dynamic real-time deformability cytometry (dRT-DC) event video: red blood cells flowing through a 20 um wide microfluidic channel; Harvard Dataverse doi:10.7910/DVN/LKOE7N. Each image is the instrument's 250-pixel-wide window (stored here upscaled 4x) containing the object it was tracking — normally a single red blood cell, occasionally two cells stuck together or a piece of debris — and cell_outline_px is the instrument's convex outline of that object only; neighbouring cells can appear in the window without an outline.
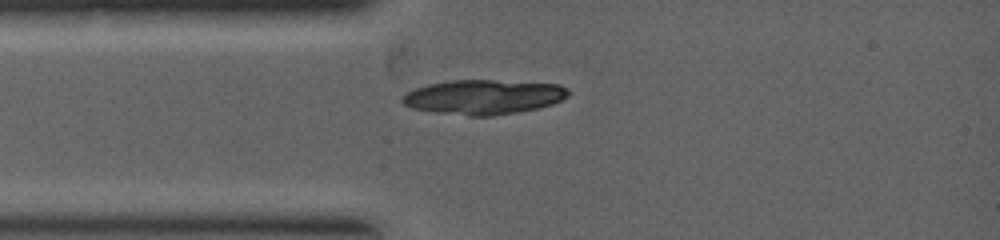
{"species": "common noctule bat (a hibernating species)", "species_latin": "Nyctalus noctula", "temperature_condition": "warm", "stored_images_in_passage": 1, "camera_frame_rate_fps": 5000, "um_per_image_px": 0.085, "animal": {"sex": "female", "body_mass_g": 19.0, "forearm_length_mm": 53.3}, "frame": {"image": 1, "passage_image": 1, "time_ms": 0.0, "image_size_px": [1000, 240], "cell_outline_px": [[568, 96], [552, 104], [536, 108], [516, 112], [492, 116], [468, 116], [436, 112], [412, 108], [404, 104], [400, 100], [408, 92], [416, 88], [428, 84], [452, 80], [492, 80], [560, 84], [568, 88]], "centroid_in_image_um": [41.1, 8.24], "position_along_channel_um": 43.9, "area_um2": 33.29}}